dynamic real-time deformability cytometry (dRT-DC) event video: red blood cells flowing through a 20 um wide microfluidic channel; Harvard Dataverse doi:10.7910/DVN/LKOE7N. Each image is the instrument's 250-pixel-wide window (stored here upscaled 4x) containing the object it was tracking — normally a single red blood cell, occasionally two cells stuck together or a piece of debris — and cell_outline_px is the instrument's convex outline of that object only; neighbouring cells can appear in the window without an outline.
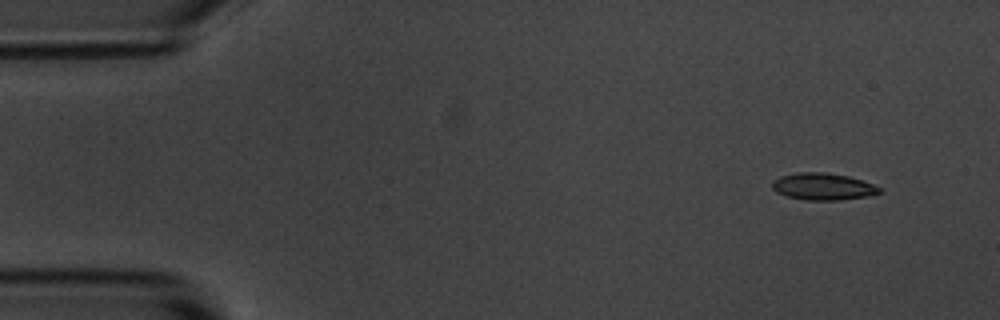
{"species": "common noctule bat (a hibernating species)", "species_latin": "Nyctalus noctula", "temperature_condition": "room temperature", "stored_images_in_passage": 5, "camera_frame_rate_fps": 3000, "um_per_image_px": 0.085, "animal": {"sex": "male", "body_mass_g": 20.1, "forearm_length_mm": 53.5}, "frame": {"image": 1, "passage_image": 1, "time_ms": 0.0, "image_size_px": [1000, 320], "cell_outline_px": [[880, 192], [868, 196], [840, 200], [808, 200], [788, 196], [776, 192], [772, 188], [772, 180], [780, 176], [796, 172], [824, 172], [848, 176], [872, 184], [880, 188]], "centroid_in_image_um": [69.91, 15.85], "position_along_channel_um": 15.1, "area_um2": 16.7}}
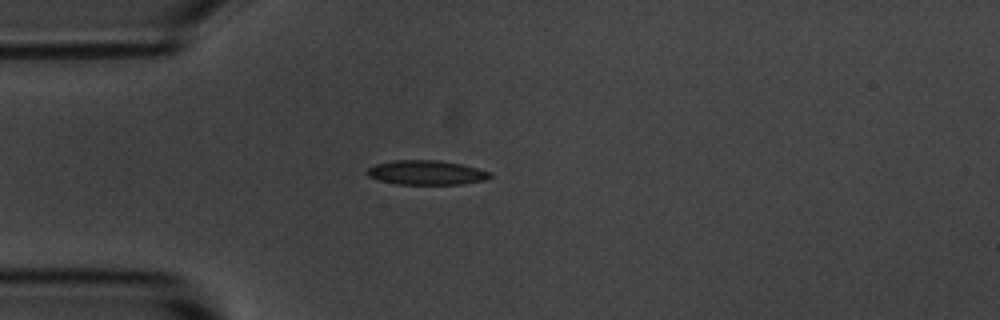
{"frame": {"image": 2, "passage_image": 4, "time_ms": 3.333, "image_size_px": [1000, 320], "cell_outline_px": [[492, 176], [484, 180], [460, 184], [396, 184], [380, 180], [368, 176], [364, 172], [368, 168], [376, 164], [396, 160], [440, 160], [460, 164], [492, 172]], "centroid_in_image_um": [36.22, 14.67], "position_along_channel_um": 48.8, "area_um2": 17.4}}